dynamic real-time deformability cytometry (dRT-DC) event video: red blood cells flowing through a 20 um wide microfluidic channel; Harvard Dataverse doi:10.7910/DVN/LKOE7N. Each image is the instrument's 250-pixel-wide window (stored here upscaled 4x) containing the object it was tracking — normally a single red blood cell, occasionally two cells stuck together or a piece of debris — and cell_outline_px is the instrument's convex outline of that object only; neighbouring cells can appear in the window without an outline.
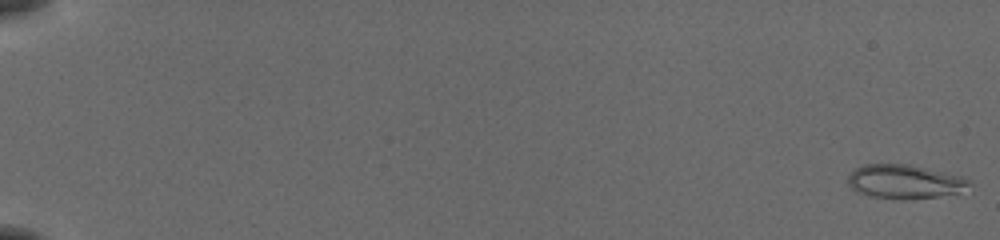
{"species": "common noctule bat (a hibernating species)", "species_latin": "Nyctalus noctula", "temperature_condition": "cold", "stored_images_in_passage": 55, "camera_frame_rate_fps": 3000, "um_per_image_px": 0.085, "animal": {"sex": "female", "body_mass_g": 19.5, "forearm_length_mm": 54.1}, "frame": {"image": 1, "passage_image": 1, "time_ms": 0.0, "image_size_px": [1000, 240], "cell_outline_px": [[972, 184], [956, 192], [936, 196], [908, 200], [900, 200], [868, 196], [856, 192], [848, 184], [848, 176], [856, 168], [864, 164], [908, 164], [964, 176]], "centroid_in_image_um": [76.85, 15.44], "position_along_channel_um": 8.2, "area_um2": 23.99}}
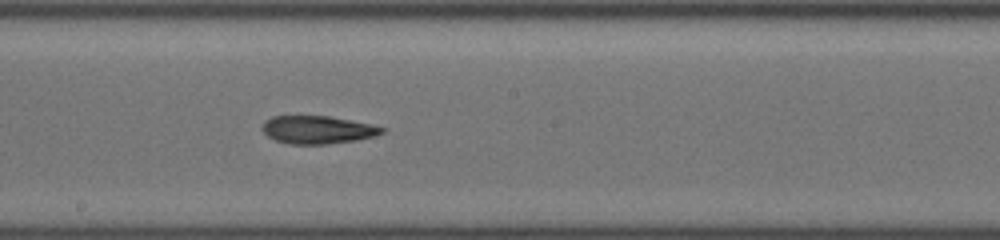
{"frame": {"image": 2, "passage_image": 33, "time_ms": 10.667, "image_size_px": [1000, 240], "cell_outline_px": [[384, 132], [372, 136], [356, 140], [328, 144], [288, 144], [276, 140], [268, 136], [260, 128], [264, 120], [272, 116], [328, 116], [368, 124], [384, 128]], "centroid_in_image_um": [26.91, 11.03], "position_along_channel_um": 221.3, "area_um2": 19.25}}
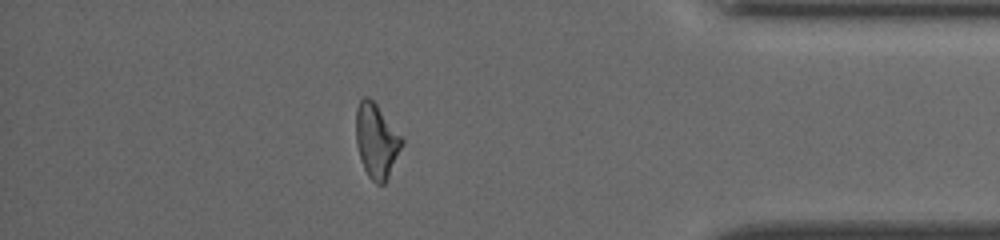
{"frame": {"image": 3, "passage_image": 49, "time_ms": 16.0, "image_size_px": [1000, 240], "cell_outline_px": [[404, 144], [384, 184], [376, 184], [368, 176], [364, 168], [356, 144], [356, 108], [360, 100], [364, 96], [368, 96], [376, 104], [404, 140]], "centroid_in_image_um": [31.99, 11.96], "position_along_channel_um": 403.2, "area_um2": 19.65}, "authors_computed_cell_mechanics": {"area_um2": 20.23, "velocity_mm_per_s": 3.9047, "shape_relaxation_time_tau1_ms": 9.3289, "shape_relaxation_time_tau2_ms": 5.4479, "deformation_change_tau1": 0.198, "deformation_change_tau2": 0.1618}}